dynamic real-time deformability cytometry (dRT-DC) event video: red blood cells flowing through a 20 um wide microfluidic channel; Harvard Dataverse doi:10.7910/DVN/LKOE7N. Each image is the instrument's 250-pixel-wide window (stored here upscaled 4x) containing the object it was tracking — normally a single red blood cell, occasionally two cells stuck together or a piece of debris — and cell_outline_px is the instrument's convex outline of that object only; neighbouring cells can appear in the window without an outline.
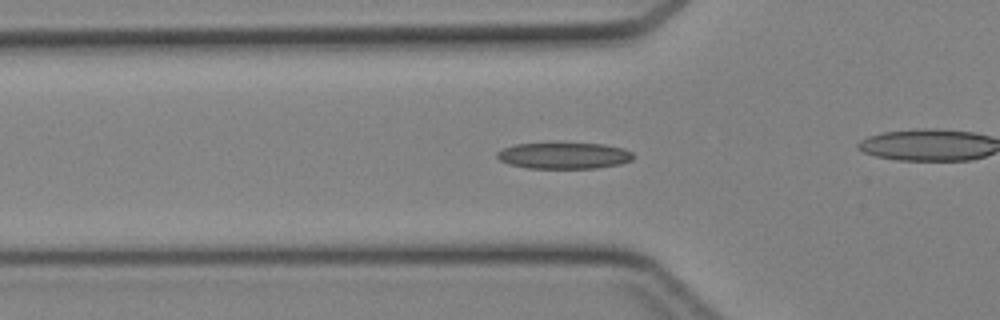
{"species": "Egyptian fruit bat (a non-hibernating species)", "species_latin": "Rousettus aegyptiacus", "temperature_condition": "cold", "stored_images_in_passage": 45, "camera_frame_rate_fps": 3000, "um_per_image_px": 0.085, "animal": {"sex": "female"}, "frame": {"image": 1, "passage_image": 15, "time_ms": 4.667, "image_size_px": [1000, 320], "cell_outline_px": [[632, 160], [620, 164], [596, 168], [528, 168], [508, 164], [500, 160], [496, 156], [496, 152], [504, 148], [516, 144], [604, 144], [624, 148], [632, 152]], "centroid_in_image_um": [47.94, 13.24], "position_along_channel_um": 77.9, "area_um2": 20.63}}
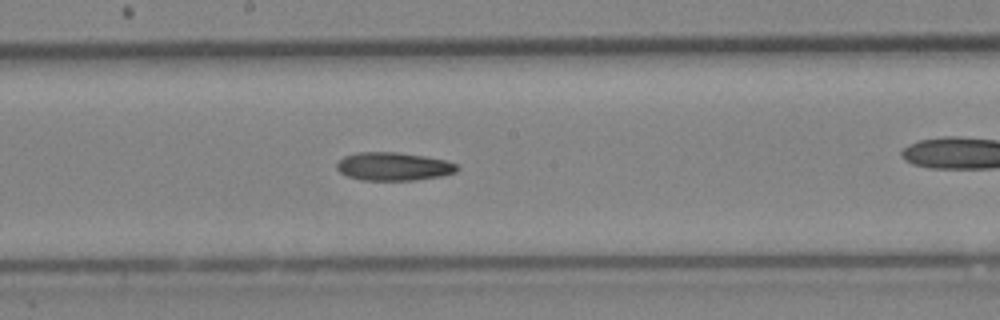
{"frame": {"image": 2, "passage_image": 24, "time_ms": 7.667, "image_size_px": [1000, 320], "cell_outline_px": [[460, 168], [456, 172], [440, 176], [416, 180], [360, 180], [348, 176], [340, 172], [336, 168], [336, 164], [344, 156], [360, 152], [396, 152], [424, 156], [444, 160], [456, 164]], "centroid_in_image_um": [33.44, 14.15], "position_along_channel_um": 214.8, "area_um2": 19.71}}
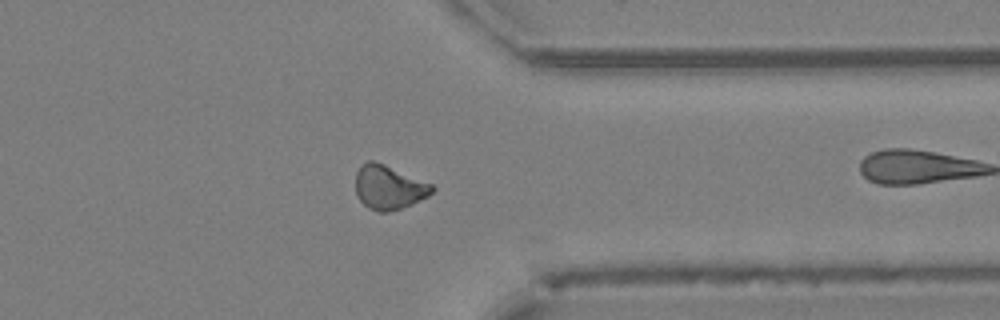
{"frame": {"image": 3, "passage_image": 35, "time_ms": 11.333, "image_size_px": [1000, 320], "cell_outline_px": [[436, 188], [428, 196], [412, 204], [388, 212], [376, 212], [368, 208], [360, 200], [356, 192], [356, 172], [368, 160], [372, 160], [384, 164], [432, 184]], "centroid_in_image_um": [33.05, 15.94], "position_along_channel_um": 378.3, "area_um2": 19.48}}